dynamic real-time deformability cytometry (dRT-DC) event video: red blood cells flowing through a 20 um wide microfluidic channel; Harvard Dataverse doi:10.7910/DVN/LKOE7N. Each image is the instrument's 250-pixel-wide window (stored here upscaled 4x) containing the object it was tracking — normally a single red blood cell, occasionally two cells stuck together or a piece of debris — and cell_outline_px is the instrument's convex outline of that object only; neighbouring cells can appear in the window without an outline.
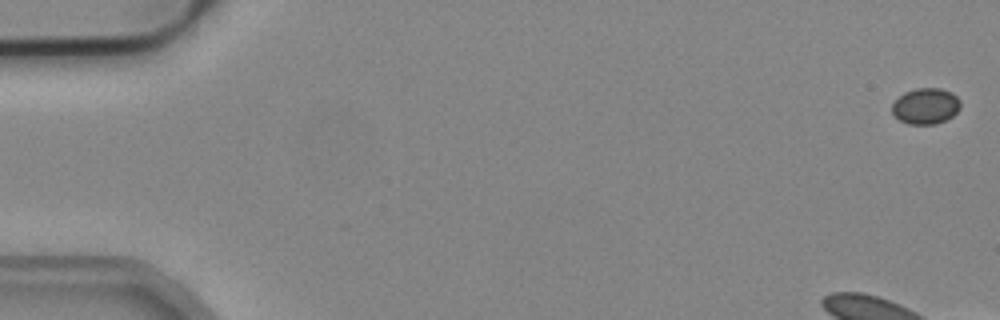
{"species": "common noctule bat (a hibernating species)", "species_latin": "Nyctalus noctula", "temperature_condition": "cold", "stored_images_in_passage": 5, "camera_frame_rate_fps": 3000, "um_per_image_px": 0.085, "animal": {"sex": "male", "body_mass_g": 19.2, "forearm_length_mm": 51.8}, "frame": {"image": 1, "passage_image": 1, "time_ms": 0.0, "image_size_px": [1000, 320], "cell_outline_px": [[960, 108], [952, 116], [936, 124], [908, 124], [900, 120], [892, 112], [892, 104], [904, 92], [916, 88], [940, 88], [952, 92], [960, 100]], "centroid_in_image_um": [78.69, 9.01], "position_along_channel_um": 6.3, "area_um2": 14.28}}